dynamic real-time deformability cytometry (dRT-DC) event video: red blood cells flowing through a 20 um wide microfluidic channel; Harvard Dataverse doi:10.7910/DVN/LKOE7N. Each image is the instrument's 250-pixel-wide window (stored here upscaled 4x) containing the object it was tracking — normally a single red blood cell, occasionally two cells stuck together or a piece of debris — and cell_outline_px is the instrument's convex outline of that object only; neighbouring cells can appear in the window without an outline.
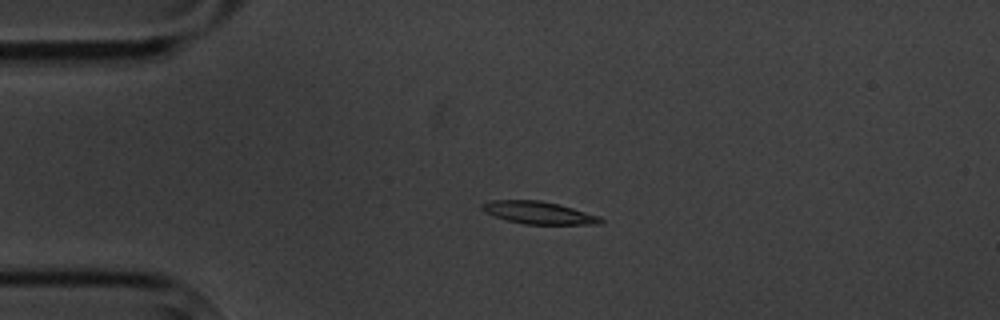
{"species": "common noctule bat (a hibernating species)", "species_latin": "Nyctalus noctula", "temperature_condition": "cold", "stored_images_in_passage": 6, "camera_frame_rate_fps": 3000, "um_per_image_px": 0.085, "animal": {"sex": "male", "body_mass_g": 20.1, "forearm_length_mm": 53.5}, "frame": {"image": 1, "passage_image": 4, "time_ms": 3.667, "image_size_px": [1000, 320], "cell_outline_px": [[604, 220], [600, 224], [524, 224], [508, 220], [484, 212], [480, 208], [484, 204], [492, 200], [540, 200], [572, 208], [600, 216]], "centroid_in_image_um": [45.8, 18.08], "position_along_channel_um": 39.2, "area_um2": 15.26}}
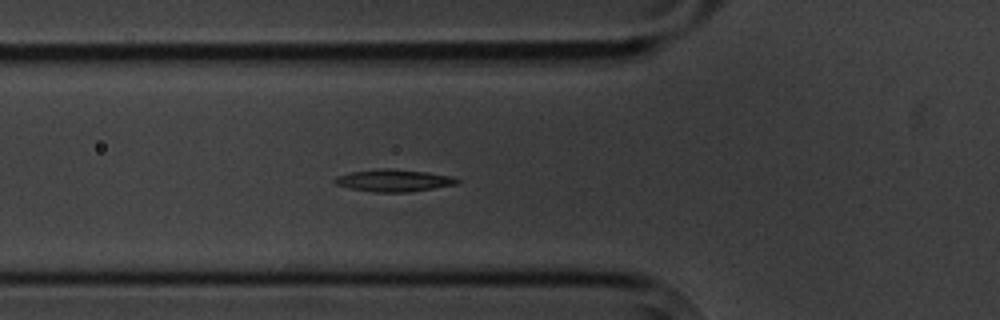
{"frame": {"image": 2, "passage_image": 6, "time_ms": 6.0, "image_size_px": [1000, 320], "cell_outline_px": [[460, 180], [456, 184], [408, 192], [376, 192], [348, 188], [336, 184], [332, 180], [336, 176], [348, 172], [380, 168], [392, 168], [428, 172], [452, 176]], "centroid_in_image_um": [33.42, 15.32], "position_along_channel_um": 92.4, "area_um2": 15.9}}